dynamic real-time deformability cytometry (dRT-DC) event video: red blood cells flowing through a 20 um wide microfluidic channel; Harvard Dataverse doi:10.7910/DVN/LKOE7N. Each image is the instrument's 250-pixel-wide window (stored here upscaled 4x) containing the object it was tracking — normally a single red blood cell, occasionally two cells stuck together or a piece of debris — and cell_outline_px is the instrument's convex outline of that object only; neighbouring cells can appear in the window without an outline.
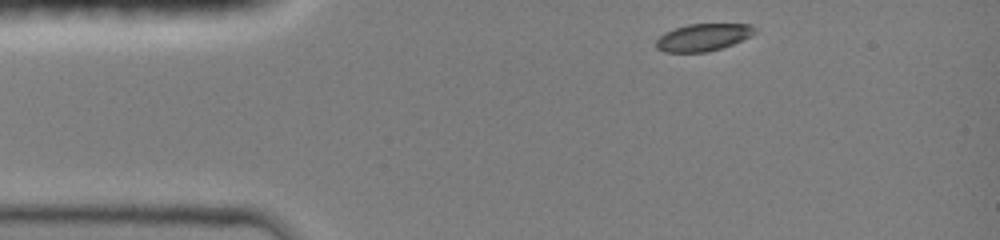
{"species": "common noctule bat (a hibernating species)", "species_latin": "Nyctalus noctula", "temperature_condition": "room temperature", "stored_images_in_passage": 4, "camera_frame_rate_fps": 3000, "um_per_image_px": 0.085, "animal": {"sex": "female", "body_mass_g": 19.0, "forearm_length_mm": 51.5}, "frame": {"image": 1, "passage_image": 1, "time_ms": 0.0, "image_size_px": [1000, 240], "cell_outline_px": [[756, 32], [752, 36], [732, 44], [708, 52], [664, 52], [656, 48], [656, 40], [664, 32], [688, 24], [752, 24], [756, 28]], "centroid_in_image_um": [59.78, 3.17], "position_along_channel_um": 25.2, "area_um2": 15.72}}
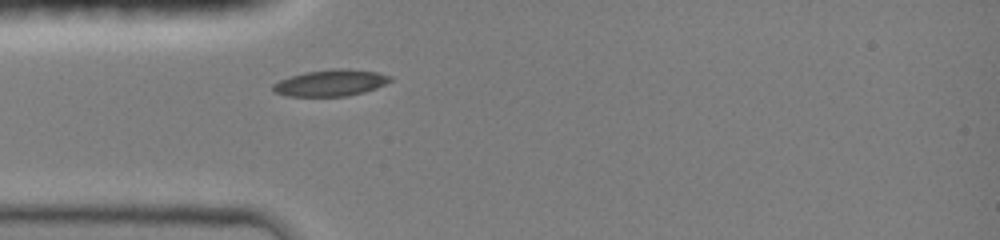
{"frame": {"image": 2, "passage_image": 4, "time_ms": 2.0, "image_size_px": [1000, 240], "cell_outline_px": [[392, 80], [376, 88], [364, 92], [348, 96], [288, 96], [272, 92], [272, 84], [280, 80], [304, 72], [332, 68], [348, 68], [376, 72], [392, 76]], "centroid_in_image_um": [28.1, 7.04], "position_along_channel_um": 56.9, "area_um2": 18.21}}